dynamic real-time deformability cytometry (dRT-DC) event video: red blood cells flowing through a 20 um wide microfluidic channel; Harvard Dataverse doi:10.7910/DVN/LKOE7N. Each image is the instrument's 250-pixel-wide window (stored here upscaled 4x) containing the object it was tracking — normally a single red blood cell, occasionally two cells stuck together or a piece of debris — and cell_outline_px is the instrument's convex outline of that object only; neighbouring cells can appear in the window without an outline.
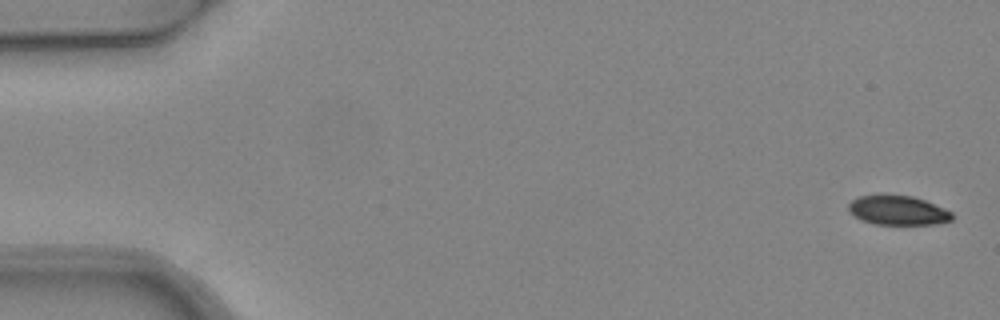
{"species": "common noctule bat (a hibernating species)", "species_latin": "Nyctalus noctula", "temperature_condition": "warm", "stored_images_in_passage": 4, "camera_frame_rate_fps": 3000, "um_per_image_px": 0.085, "animal": {"sex": "female", "body_mass_g": 24.6, "forearm_length_mm": 56.2}, "frame": {"image": 1, "passage_image": 1, "time_ms": 0.0, "image_size_px": [1000, 320], "cell_outline_px": [[952, 220], [936, 224], [876, 224], [864, 220], [856, 216], [848, 208], [848, 204], [852, 200], [860, 196], [880, 192], [912, 196], [924, 200], [944, 208], [952, 212]], "centroid_in_image_um": [76.31, 17.83], "position_along_channel_um": 8.7, "area_um2": 17.92}}
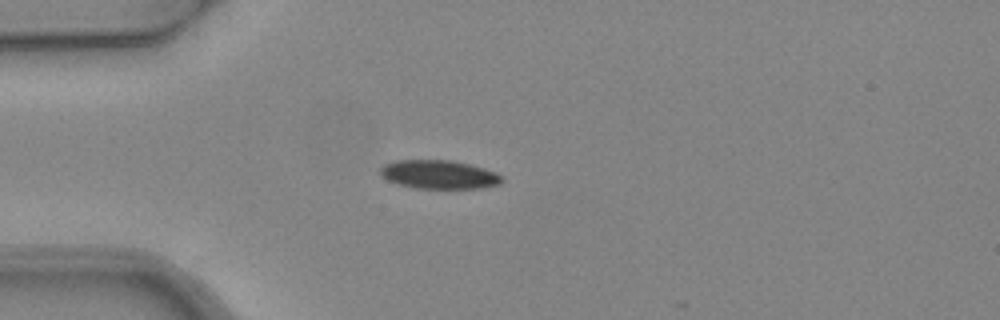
{"frame": {"image": 2, "passage_image": 4, "time_ms": 1.0, "image_size_px": [1000, 320], "cell_outline_px": [[504, 180], [500, 184], [480, 188], [416, 188], [400, 184], [388, 180], [380, 172], [380, 168], [384, 164], [396, 160], [452, 160], [484, 168], [496, 172]], "centroid_in_image_um": [37.33, 14.82], "position_along_channel_um": 47.7, "area_um2": 20.11}}